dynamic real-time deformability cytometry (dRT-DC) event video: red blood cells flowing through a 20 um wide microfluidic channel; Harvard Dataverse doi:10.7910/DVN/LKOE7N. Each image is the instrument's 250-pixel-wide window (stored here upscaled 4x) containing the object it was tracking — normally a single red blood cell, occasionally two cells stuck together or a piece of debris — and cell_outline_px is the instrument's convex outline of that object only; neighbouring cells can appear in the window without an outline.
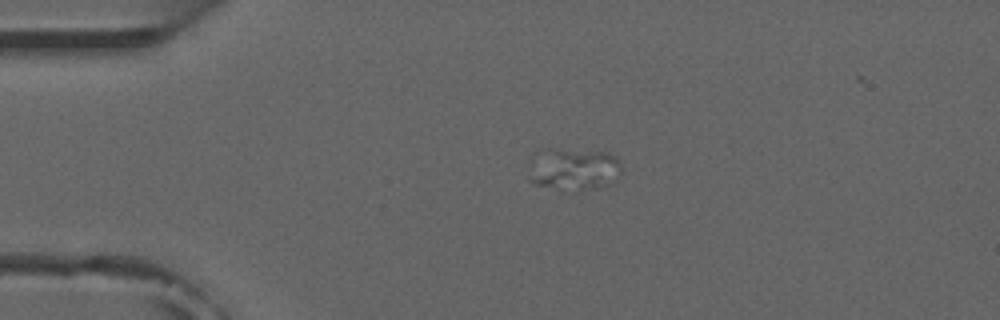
{"species": "common noctule bat (a hibernating species)", "species_latin": "Nyctalus noctula", "temperature_condition": "room temperature", "stored_images_in_passage": 42, "camera_frame_rate_fps": 3000, "um_per_image_px": 0.085, "animal": {"sex": "male", "forearm_length_mm": 52.5}, "frame": {"image": 1, "passage_image": 1, "time_ms": 0.0, "image_size_px": [1000, 320], "cell_outline_px": [[620, 172], [616, 180], [604, 188], [564, 192], [532, 184], [528, 180], [552, 152], [608, 152], [616, 156], [620, 160]], "centroid_in_image_um": [49.06, 14.55], "position_along_channel_um": 35.9, "area_um2": 20.92}}
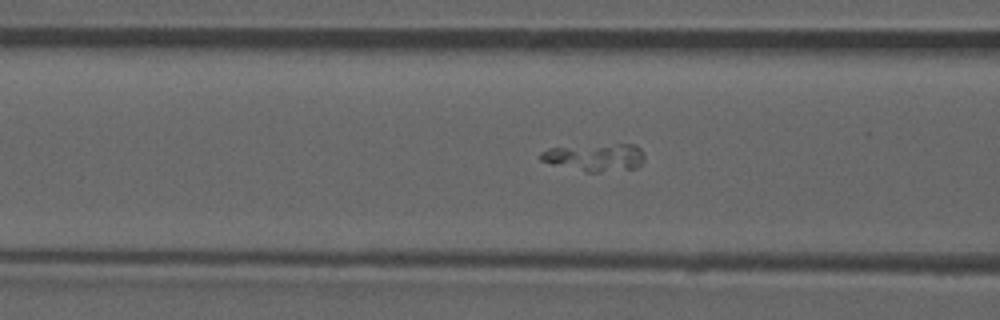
{"frame": {"image": 2, "passage_image": 10, "time_ms": 3.0, "image_size_px": [1000, 320], "cell_outline_px": [[644, 160], [636, 168], [600, 172], [588, 172], [552, 164], [540, 160], [540, 152], [548, 148], [616, 144], [636, 144], [644, 152]], "centroid_in_image_um": [50.61, 13.37], "position_along_channel_um": 116.0, "area_um2": 16.59}}
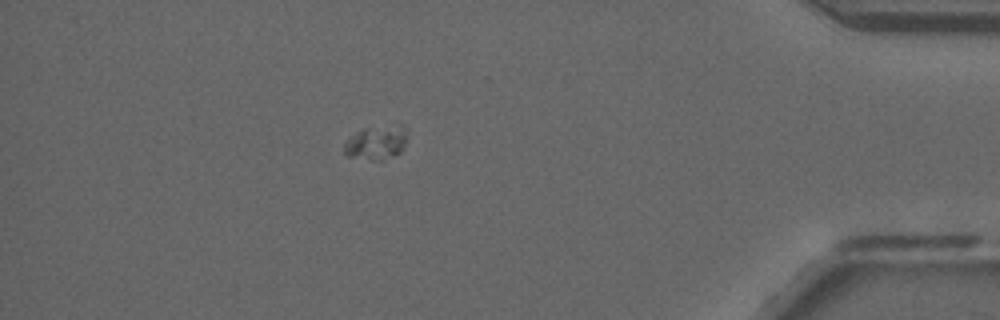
{"frame": {"image": 3, "passage_image": 36, "time_ms": 11.667, "image_size_px": [1000, 320], "cell_outline_px": [[408, 136], [400, 152], [384, 160], [372, 160], [348, 156], [344, 152], [344, 144], [348, 136], [364, 128], [404, 124]], "centroid_in_image_um": [31.99, 12.1], "position_along_channel_um": 403.2, "area_um2": 12.6}}